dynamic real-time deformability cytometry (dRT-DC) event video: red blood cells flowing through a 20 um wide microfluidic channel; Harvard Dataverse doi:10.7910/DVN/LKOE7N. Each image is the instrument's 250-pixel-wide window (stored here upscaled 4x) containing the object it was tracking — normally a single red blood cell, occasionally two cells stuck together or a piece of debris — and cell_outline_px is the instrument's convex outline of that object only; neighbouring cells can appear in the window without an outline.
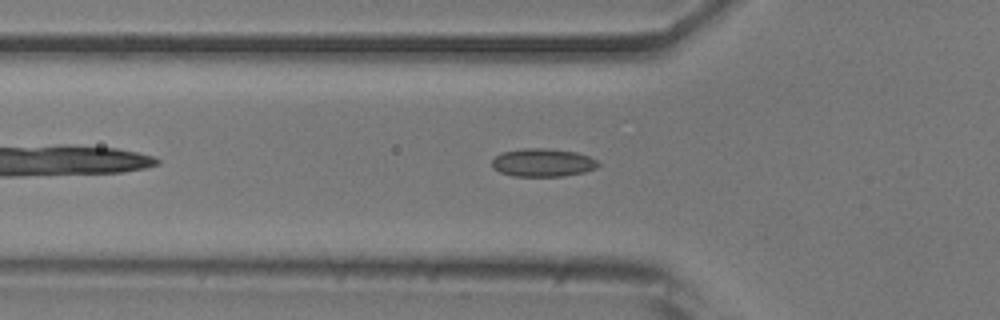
{"species": "common noctule bat (a hibernating species)", "species_latin": "Nyctalus noctula", "temperature_condition": "room temperature", "stored_images_in_passage": 41, "camera_frame_rate_fps": 3000, "um_per_image_px": 0.085, "animal": {"sex": "male", "body_mass_g": 20.5, "forearm_length_mm": 52.5}, "frame": {"image": 1, "passage_image": 7, "time_ms": 2.0, "image_size_px": [1000, 320], "cell_outline_px": [[600, 164], [596, 168], [584, 172], [564, 176], [512, 176], [500, 172], [492, 168], [492, 160], [500, 152], [520, 148], [548, 148], [576, 152], [588, 156], [596, 160]], "centroid_in_image_um": [46.11, 13.81], "position_along_channel_um": 79.7, "area_um2": 17.57}}
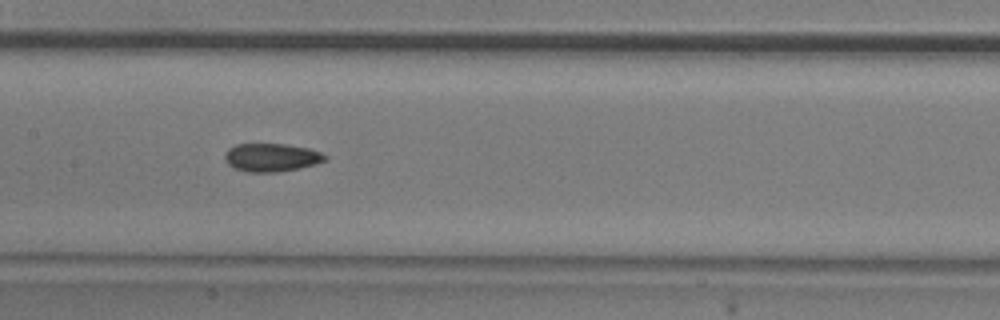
{"frame": {"image": 2, "passage_image": 15, "time_ms": 4.667, "image_size_px": [1000, 320], "cell_outline_px": [[328, 160], [316, 164], [300, 168], [276, 172], [248, 172], [236, 168], [228, 164], [224, 160], [224, 156], [228, 148], [236, 144], [284, 144], [308, 148], [320, 152], [328, 156]], "centroid_in_image_um": [23.09, 13.38], "position_along_channel_um": 184.3, "area_um2": 16.53}}
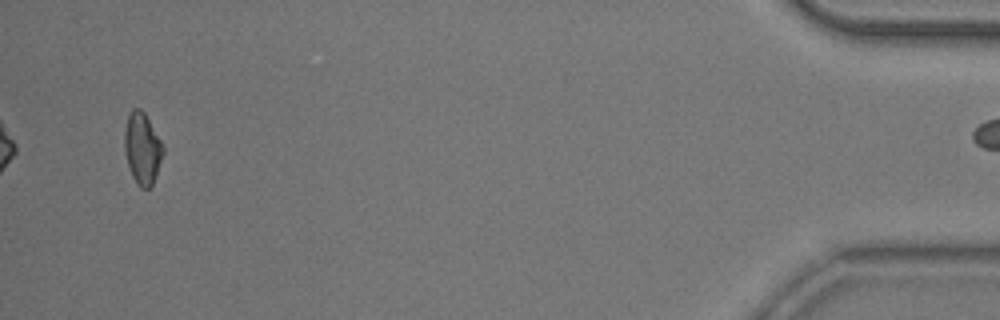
{"frame": {"image": 3, "passage_image": 40, "time_ms": 13.0, "image_size_px": [1000, 320], "cell_outline_px": [[164, 152], [152, 184], [148, 188], [140, 188], [136, 184], [132, 176], [124, 152], [124, 132], [128, 116], [132, 108], [140, 108], [144, 112], [160, 140], [164, 148]], "centroid_in_image_um": [12.07, 12.61], "position_along_channel_um": 423.1, "area_um2": 15.9}}